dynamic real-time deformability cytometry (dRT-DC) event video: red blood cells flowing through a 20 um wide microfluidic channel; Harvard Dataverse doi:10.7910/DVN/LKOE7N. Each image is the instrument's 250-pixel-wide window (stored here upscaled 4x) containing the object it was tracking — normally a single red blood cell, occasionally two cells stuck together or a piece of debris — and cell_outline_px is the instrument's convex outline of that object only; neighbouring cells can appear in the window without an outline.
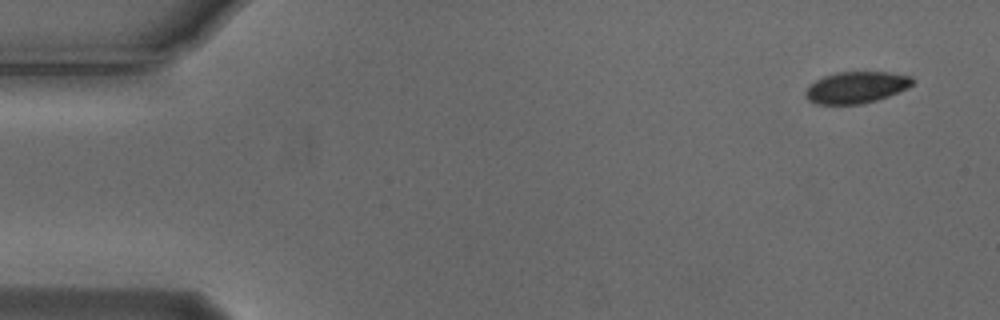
{"species": "Egyptian fruit bat (a non-hibernating species)", "species_latin": "Rousettus aegyptiacus", "temperature_condition": "cold", "stored_images_in_passage": 4, "camera_frame_rate_fps": 3000, "um_per_image_px": 0.085, "animal": {"sex": "male"}, "frame": {"image": 1, "passage_image": 1, "time_ms": 0.0, "image_size_px": [1000, 320], "cell_outline_px": [[916, 80], [908, 88], [888, 96], [864, 104], [816, 104], [808, 100], [804, 96], [804, 92], [808, 84], [824, 76], [836, 72], [888, 72], [912, 76]], "centroid_in_image_um": [72.76, 7.43], "position_along_channel_um": 12.2, "area_um2": 19.94}}
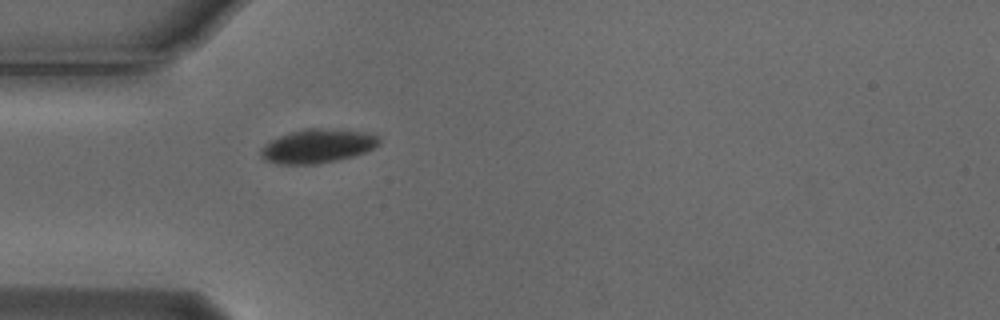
{"frame": {"image": 2, "passage_image": 4, "time_ms": 1.0, "image_size_px": [1000, 320], "cell_outline_px": [[380, 144], [376, 148], [352, 156], [320, 164], [280, 164], [264, 160], [260, 156], [260, 148], [268, 140], [292, 132], [308, 128], [328, 128], [364, 132], [380, 136]], "centroid_in_image_um": [26.98, 12.41], "position_along_channel_um": 58.0, "area_um2": 23.52}}